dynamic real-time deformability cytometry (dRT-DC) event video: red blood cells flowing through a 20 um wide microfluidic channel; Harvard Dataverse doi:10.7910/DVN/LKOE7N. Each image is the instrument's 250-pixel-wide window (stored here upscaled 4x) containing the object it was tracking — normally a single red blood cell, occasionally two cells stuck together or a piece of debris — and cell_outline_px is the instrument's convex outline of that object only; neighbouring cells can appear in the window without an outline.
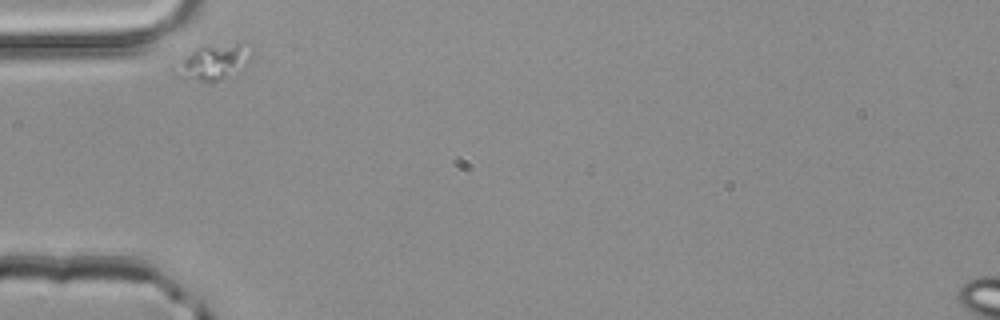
{"species": "common noctule bat (a hibernating species)", "species_latin": "Nyctalus noctula", "temperature_condition": "room temperature", "stored_images_in_passage": 30, "camera_frame_rate_fps": 3000, "um_per_image_px": 0.085, "animal": {"sex": "male", "body_mass_g": 20.4}, "frame": {"image": 1, "passage_image": 1, "time_ms": 0.0, "image_size_px": [1000, 320], "cell_outline_px": [[252, 52], [248, 64], [208, 84], [180, 76], [184, 60], [196, 48], [244, 40], [252, 44]], "centroid_in_image_um": [18.38, 5.19], "position_along_channel_um": 66.6, "area_um2": 14.91}}